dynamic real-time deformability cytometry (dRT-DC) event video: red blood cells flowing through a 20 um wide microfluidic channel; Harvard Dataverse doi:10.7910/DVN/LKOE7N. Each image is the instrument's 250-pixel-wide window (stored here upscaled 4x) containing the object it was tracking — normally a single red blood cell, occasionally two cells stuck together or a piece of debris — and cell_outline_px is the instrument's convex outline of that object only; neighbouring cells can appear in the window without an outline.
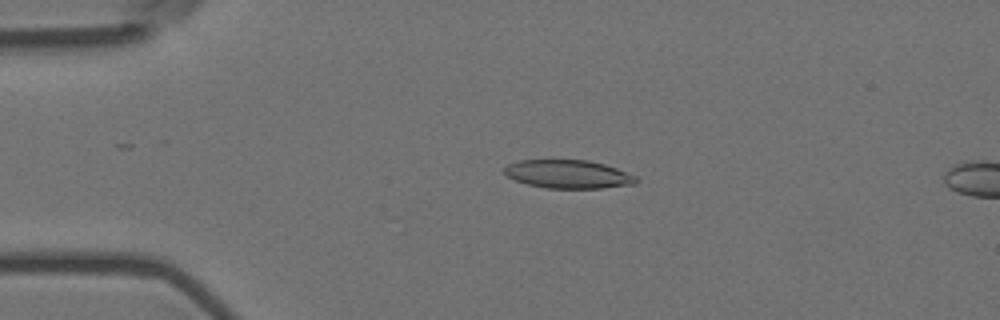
{"species": "Egyptian fruit bat (a non-hibernating species)", "species_latin": "Rousettus aegyptiacus", "temperature_condition": "room temperature", "stored_images_in_passage": 6, "camera_frame_rate_fps": 3000, "um_per_image_px": 0.085, "animal": {"sex": "female"}, "frame": {"image": 1, "passage_image": 4, "time_ms": 1.0, "image_size_px": [1000, 320], "cell_outline_px": [[640, 180], [636, 184], [604, 188], [544, 188], [528, 184], [516, 180], [508, 176], [504, 172], [504, 168], [508, 164], [520, 160], [588, 160], [604, 164], [616, 168], [636, 176]], "centroid_in_image_um": [48.33, 14.81], "position_along_channel_um": 36.7, "area_um2": 21.79}}